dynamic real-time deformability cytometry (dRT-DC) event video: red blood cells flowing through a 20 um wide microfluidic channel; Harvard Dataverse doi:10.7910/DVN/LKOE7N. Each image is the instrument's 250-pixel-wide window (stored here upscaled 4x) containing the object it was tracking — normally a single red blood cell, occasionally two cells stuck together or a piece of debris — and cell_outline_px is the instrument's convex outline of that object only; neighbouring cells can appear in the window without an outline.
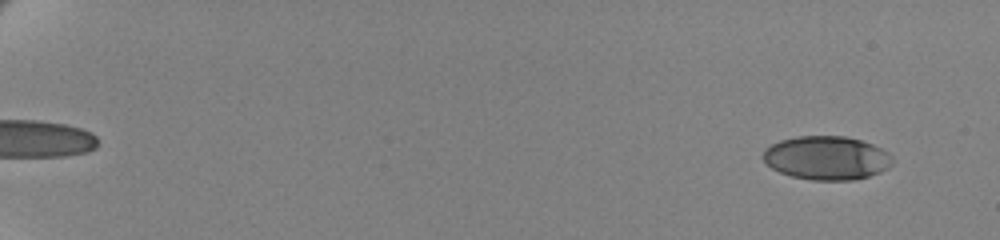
{"species": "human", "species_latin": "Homo sapiens", "temperature_condition": "cold", "stored_images_in_passage": 61, "camera_frame_rate_fps": 3000, "um_per_image_px": 0.085, "donor": {"sex": "female"}, "frame": {"image": 1, "passage_image": 4, "time_ms": 1.0, "image_size_px": [1000, 240], "cell_outline_px": [[892, 164], [888, 168], [880, 172], [868, 176], [852, 180], [812, 180], [792, 176], [780, 172], [772, 168], [764, 160], [764, 148], [780, 140], [796, 136], [844, 136], [860, 140], [872, 144], [888, 152], [892, 156]], "centroid_in_image_um": [70.27, 13.42], "position_along_channel_um": 14.7, "area_um2": 32.83}}
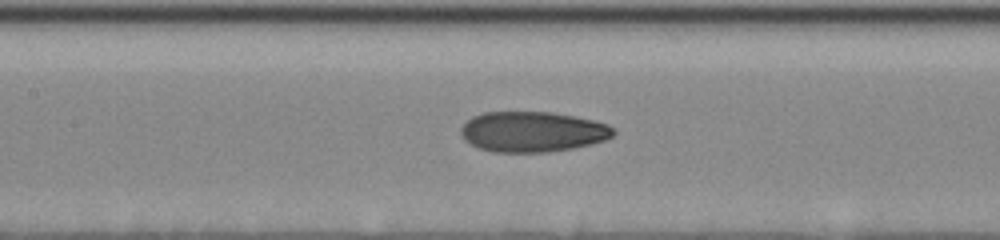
{"frame": {"image": 2, "passage_image": 33, "time_ms": 10.667, "image_size_px": [1000, 240], "cell_outline_px": [[616, 132], [612, 136], [604, 140], [592, 144], [572, 148], [548, 152], [492, 152], [480, 148], [464, 140], [460, 132], [460, 128], [472, 116], [484, 112], [552, 112], [592, 120], [608, 124]], "centroid_in_image_um": [45.25, 11.2], "position_along_channel_um": 162.2, "area_um2": 35.84}}
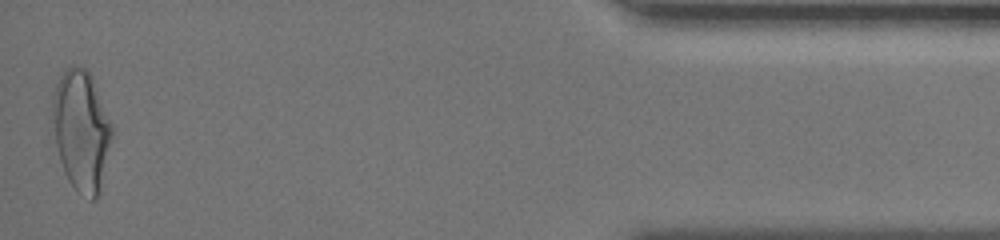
{"frame": {"image": 3, "passage_image": 61, "time_ms": 20.0, "image_size_px": [1000, 240], "cell_outline_px": [[112, 136], [100, 192], [92, 200], [76, 188], [68, 180], [64, 172], [60, 160], [56, 144], [52, 112], [52, 96], [56, 84], [60, 76], [72, 64], [84, 68], [92, 76], [112, 124]], "centroid_in_image_um": [6.91, 11.04], "position_along_channel_um": 428.3, "area_um2": 41.27}, "authors_computed_cell_mechanics": {"area_um2": 35.4314, "velocity_mm_per_s": 3.4784, "shape_relaxation_time_tau1_ms": 6.8659, "shape_relaxation_time_tau2_ms": 1.3815, "deformation_change_tau1": 0.1944, "deformation_change_tau2": 0.0763}}